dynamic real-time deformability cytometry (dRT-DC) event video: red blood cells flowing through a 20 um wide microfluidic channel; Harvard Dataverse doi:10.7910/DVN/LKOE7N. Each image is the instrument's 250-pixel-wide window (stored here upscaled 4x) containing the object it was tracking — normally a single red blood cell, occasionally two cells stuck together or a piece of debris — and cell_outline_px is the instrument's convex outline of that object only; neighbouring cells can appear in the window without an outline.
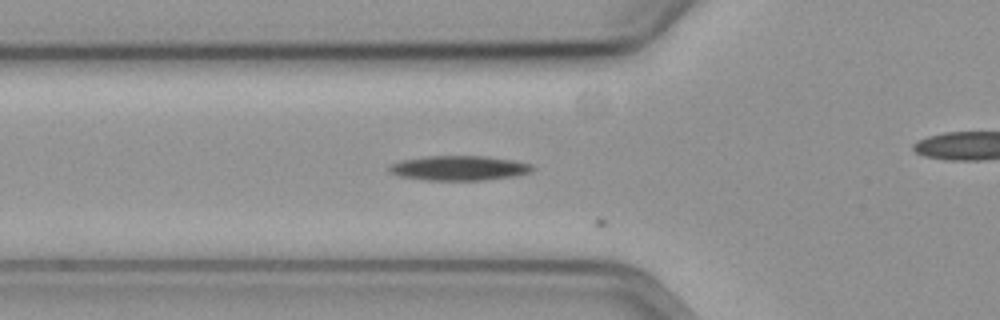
{"species": "common noctule bat (a hibernating species)", "species_latin": "Nyctalus noctula", "temperature_condition": "cold", "stored_images_in_passage": 22, "camera_frame_rate_fps": 3000, "um_per_image_px": 0.085, "animal": {"sex": "female", "body_mass_g": 19.3, "forearm_length_mm": 54.1}, "frame": {"image": 1, "passage_image": 21, "time_ms": 6.667, "image_size_px": [1000, 320], "cell_outline_px": [[532, 168], [528, 172], [512, 176], [484, 180], [420, 180], [400, 176], [388, 172], [388, 164], [400, 160], [428, 156], [484, 156], [512, 160], [532, 164]], "centroid_in_image_um": [38.91, 14.28], "position_along_channel_um": 86.9, "area_um2": 20.58}}